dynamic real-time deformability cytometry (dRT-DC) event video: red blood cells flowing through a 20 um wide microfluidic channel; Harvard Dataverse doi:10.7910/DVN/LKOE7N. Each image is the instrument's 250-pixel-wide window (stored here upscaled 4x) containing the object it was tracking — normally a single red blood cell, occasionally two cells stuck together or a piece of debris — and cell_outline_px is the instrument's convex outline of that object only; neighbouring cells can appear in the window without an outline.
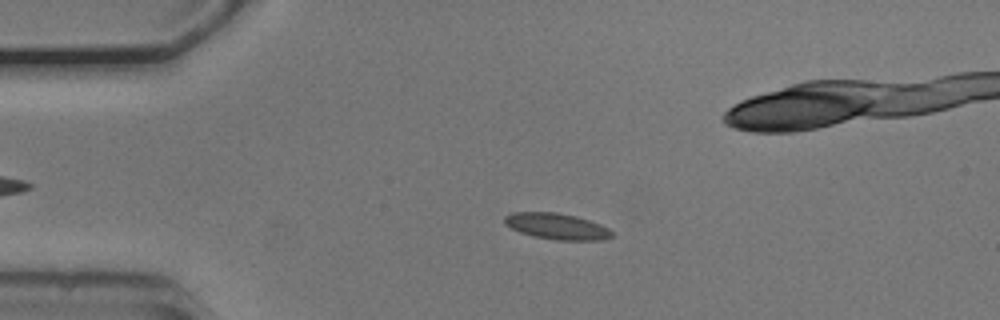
{"species": "common noctule bat (a hibernating species)", "species_latin": "Nyctalus noctula", "temperature_condition": "cold", "stored_images_in_passage": 55, "camera_frame_rate_fps": 3000, "um_per_image_px": 0.085, "animal": {"sex": "male", "body_mass_g": 20.5, "forearm_length_mm": 52.5}, "frame": {"image": 1, "passage_image": 12, "time_ms": 3.667, "image_size_px": [1000, 320], "cell_outline_px": [[612, 236], [600, 240], [556, 240], [532, 236], [520, 232], [504, 224], [504, 216], [512, 212], [556, 212], [576, 216], [600, 224], [608, 228], [612, 232]], "centroid_in_image_um": [47.29, 19.23], "position_along_channel_um": 37.7, "area_um2": 16.3}}
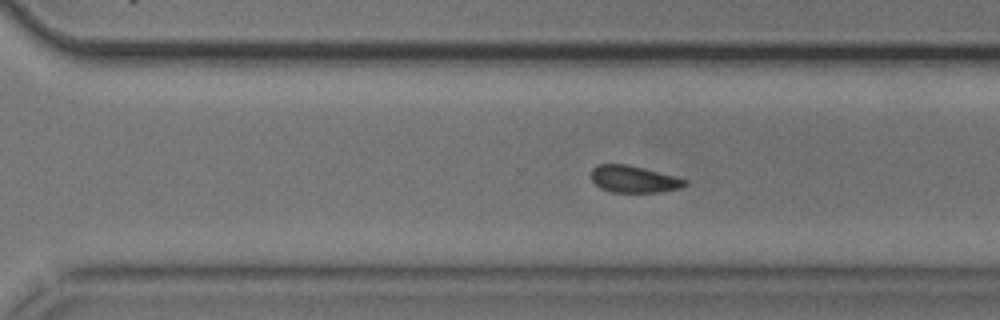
{"frame": {"image": 2, "passage_image": 37, "time_ms": 12.0, "image_size_px": [1000, 320], "cell_outline_px": [[688, 184], [680, 188], [656, 192], [612, 192], [600, 188], [592, 180], [592, 168], [596, 164], [628, 164], [676, 176], [688, 180]], "centroid_in_image_um": [53.88, 15.22], "position_along_channel_um": 316.7, "area_um2": 14.74}}
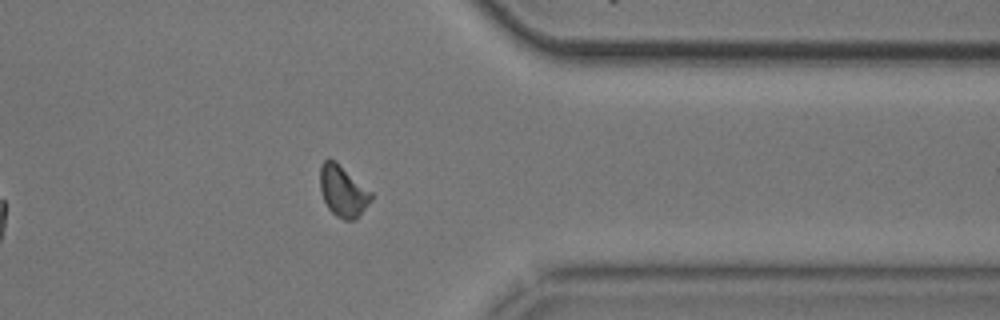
{"frame": {"image": 3, "passage_image": 43, "time_ms": 14.0, "image_size_px": [1000, 320], "cell_outline_px": [[372, 200], [356, 220], [344, 220], [336, 216], [328, 208], [324, 200], [320, 188], [320, 164], [324, 160], [336, 160], [372, 192]], "centroid_in_image_um": [29.16, 16.25], "position_along_channel_um": 382.2, "area_um2": 15.37}, "authors_computed_cell_mechanics": {"area_um2": 15.8372, "velocity_mm_per_s": 3.7394, "shape_relaxation_time_tau1_ms": null, "shape_relaxation_time_tau2_ms": 3.243, "deformation_change_tau1": null, "deformation_change_tau2": 0.0562}}